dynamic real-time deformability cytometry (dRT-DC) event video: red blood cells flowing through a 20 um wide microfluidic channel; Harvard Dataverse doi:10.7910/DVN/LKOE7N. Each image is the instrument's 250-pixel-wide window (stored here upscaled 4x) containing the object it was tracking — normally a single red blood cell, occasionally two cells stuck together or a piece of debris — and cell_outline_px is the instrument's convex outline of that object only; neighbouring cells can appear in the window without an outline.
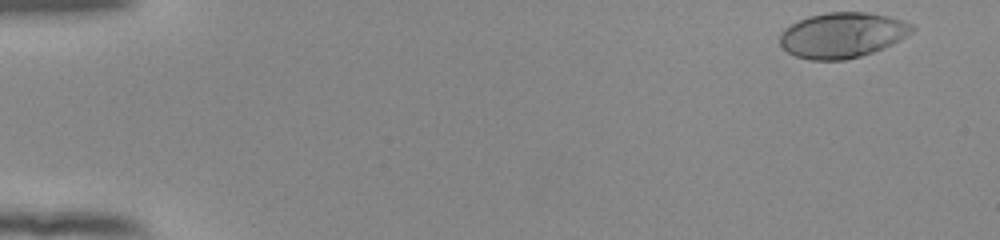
{"species": "human", "species_latin": "Homo sapiens", "temperature_condition": "room temperature", "stored_images_in_passage": 11, "camera_frame_rate_fps": 3000, "um_per_image_px": 0.085, "donor": {"sex": "female"}, "frame": {"image": 1, "passage_image": 1, "time_ms": 0.0, "image_size_px": [1000, 240], "cell_outline_px": [[916, 28], [912, 32], [900, 40], [884, 48], [860, 56], [844, 60], [808, 60], [796, 56], [788, 52], [780, 44], [780, 32], [784, 28], [808, 16], [828, 12], [868, 12], [888, 16], [904, 20], [912, 24]], "centroid_in_image_um": [71.61, 2.98], "position_along_channel_um": 13.4, "area_um2": 35.03}}